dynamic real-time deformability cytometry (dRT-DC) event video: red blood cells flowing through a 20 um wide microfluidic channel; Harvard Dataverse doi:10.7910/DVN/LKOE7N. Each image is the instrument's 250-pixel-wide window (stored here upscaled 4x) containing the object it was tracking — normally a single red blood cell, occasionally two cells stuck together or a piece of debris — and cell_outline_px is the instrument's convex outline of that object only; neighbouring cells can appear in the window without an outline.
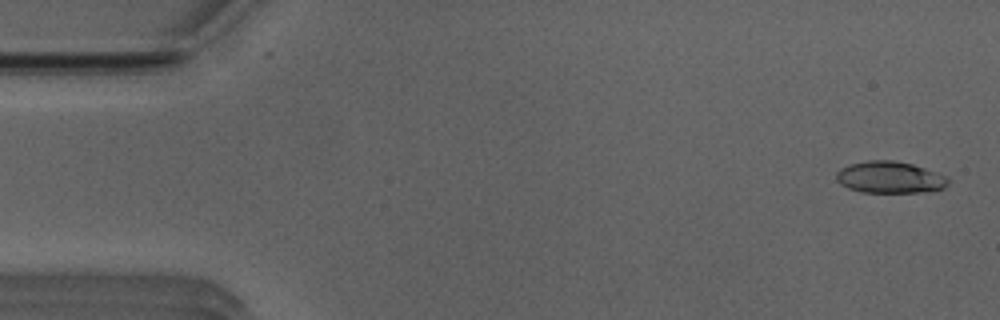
{"species": "Egyptian fruit bat (a non-hibernating species)", "species_latin": "Rousettus aegyptiacus", "temperature_condition": "room temperature", "stored_images_in_passage": 52, "camera_frame_rate_fps": 3000, "um_per_image_px": 0.085, "animal": {"sex": "male"}, "frame": {"image": 1, "passage_image": 2, "time_ms": 0.333, "image_size_px": [1000, 320], "cell_outline_px": [[948, 184], [944, 188], [920, 192], [860, 192], [848, 188], [840, 184], [836, 180], [836, 172], [840, 168], [848, 164], [868, 160], [892, 160], [912, 164], [948, 176]], "centroid_in_image_um": [75.6, 15.07], "position_along_channel_um": 9.4, "area_um2": 20.75}}
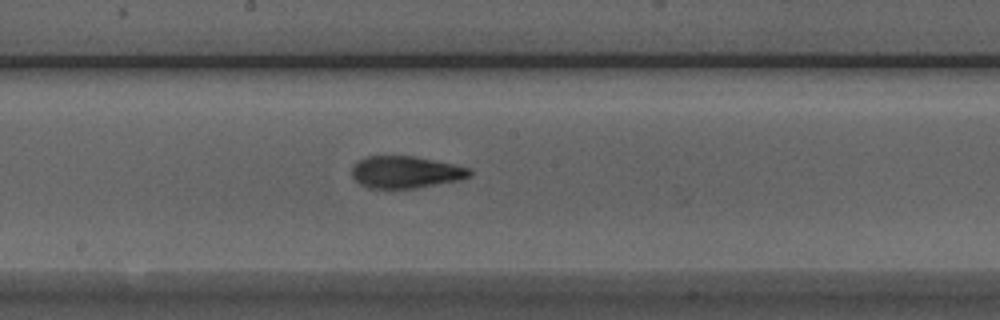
{"frame": {"image": 2, "passage_image": 27, "time_ms": 8.667, "image_size_px": [1000, 320], "cell_outline_px": [[472, 176], [460, 180], [416, 188], [368, 188], [360, 184], [352, 176], [352, 168], [360, 160], [368, 156], [416, 156], [472, 168]], "centroid_in_image_um": [34.53, 14.63], "position_along_channel_um": 213.7, "area_um2": 22.02}}
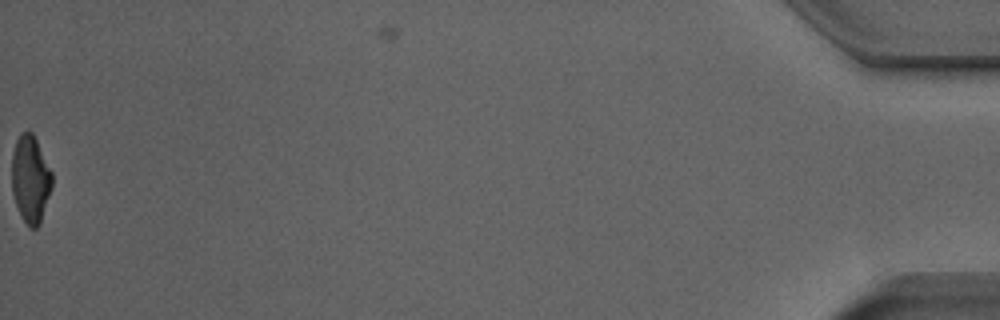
{"frame": {"image": 3, "passage_image": 52, "time_ms": 17.0, "image_size_px": [1000, 320], "cell_outline_px": [[52, 188], [40, 224], [36, 228], [28, 228], [16, 204], [12, 192], [12, 156], [16, 140], [20, 132], [32, 132], [52, 172]], "centroid_in_image_um": [2.59, 15.24], "position_along_channel_um": 432.6, "area_um2": 20.4}, "authors_computed_cell_mechanics": {"area_um2": 21.386, "velocity_mm_per_s": 3.9551, "shape_relaxation_time_tau1_ms": 5.9302, "shape_relaxation_time_tau2_ms": 1.5227, "deformation_change_tau1": 0.1892, "deformation_change_tau2": 0.0917}}